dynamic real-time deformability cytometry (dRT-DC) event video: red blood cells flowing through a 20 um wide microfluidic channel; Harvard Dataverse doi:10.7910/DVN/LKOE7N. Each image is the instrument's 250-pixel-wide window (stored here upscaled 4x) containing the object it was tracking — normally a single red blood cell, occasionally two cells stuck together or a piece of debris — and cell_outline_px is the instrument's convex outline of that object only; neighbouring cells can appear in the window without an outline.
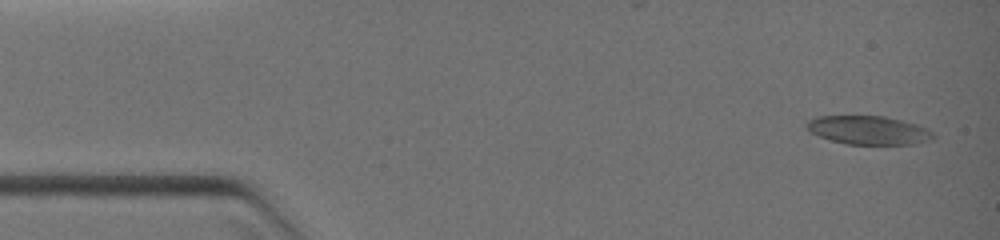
{"species": "common noctule bat (a hibernating species)", "species_latin": "Nyctalus noctula", "temperature_condition": "warm", "stored_images_in_passage": 13, "camera_frame_rate_fps": 3000, "um_per_image_px": 0.085, "animal": {"sex": "female", "body_mass_g": 19.0, "forearm_length_mm": 51.5}, "frame": {"image": 1, "passage_image": 1, "time_ms": 0.0, "image_size_px": [1000, 240], "cell_outline_px": [[932, 136], [924, 140], [912, 144], [844, 144], [820, 136], [812, 132], [808, 128], [808, 120], [816, 116], [884, 116], [916, 124], [932, 132]], "centroid_in_image_um": [73.76, 11.05], "position_along_channel_um": 11.2, "area_um2": 20.46}}
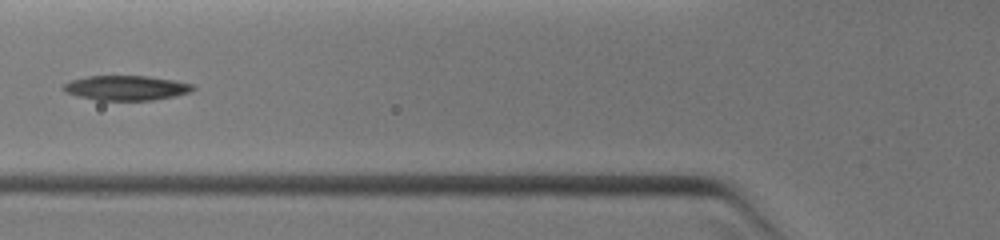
{"frame": {"image": 2, "passage_image": 8, "time_ms": 4.0, "image_size_px": [1000, 240], "cell_outline_px": [[196, 88], [192, 92], [176, 96], [152, 100], [96, 100], [64, 92], [64, 84], [72, 80], [88, 76], [148, 76], [172, 80], [192, 84]], "centroid_in_image_um": [10.77, 7.47], "position_along_channel_um": 115.0, "area_um2": 18.55}}
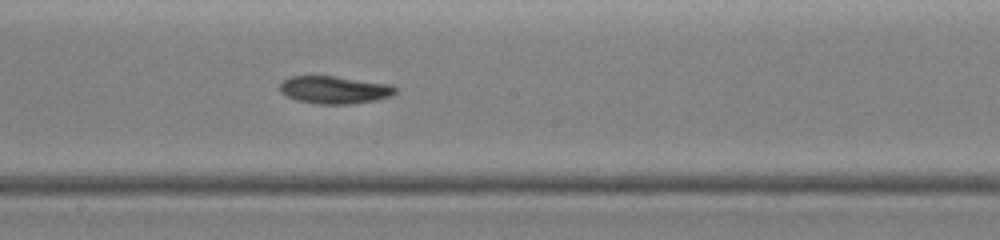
{"frame": {"image": 3, "passage_image": 13, "time_ms": 6.0, "image_size_px": [1000, 240], "cell_outline_px": [[396, 92], [392, 96], [376, 100], [348, 104], [316, 104], [296, 100], [280, 92], [280, 84], [288, 76], [336, 76], [392, 84], [396, 88]], "centroid_in_image_um": [28.44, 7.63], "position_along_channel_um": 219.8, "area_um2": 18.73}}